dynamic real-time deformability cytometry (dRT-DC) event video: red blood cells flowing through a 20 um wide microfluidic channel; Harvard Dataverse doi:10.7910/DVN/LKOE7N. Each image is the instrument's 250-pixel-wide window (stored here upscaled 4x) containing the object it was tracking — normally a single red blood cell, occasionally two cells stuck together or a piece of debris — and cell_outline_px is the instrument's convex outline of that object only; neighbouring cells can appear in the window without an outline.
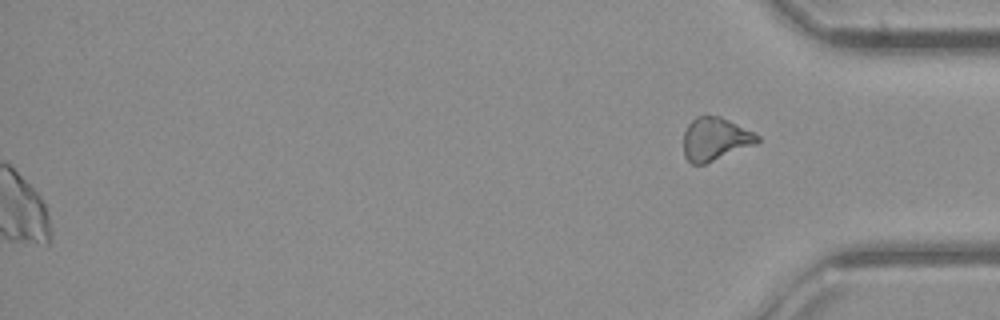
{"species": "common noctule bat (a hibernating species)", "species_latin": "Nyctalus noctula", "temperature_condition": "cold", "stored_images_in_passage": 33, "camera_frame_rate_fps": 3000, "um_per_image_px": 0.085, "animal": {"sex": "female", "body_mass_g": 21.9}, "frame": {"image": 1, "passage_image": 33, "time_ms": 10.667, "image_size_px": [1000, 320], "cell_outline_px": [[760, 140], [756, 144], [704, 164], [692, 164], [684, 156], [684, 132], [688, 124], [696, 116], [720, 116], [760, 136]], "centroid_in_image_um": [60.77, 11.82], "position_along_channel_um": 374.4, "area_um2": 18.26}}